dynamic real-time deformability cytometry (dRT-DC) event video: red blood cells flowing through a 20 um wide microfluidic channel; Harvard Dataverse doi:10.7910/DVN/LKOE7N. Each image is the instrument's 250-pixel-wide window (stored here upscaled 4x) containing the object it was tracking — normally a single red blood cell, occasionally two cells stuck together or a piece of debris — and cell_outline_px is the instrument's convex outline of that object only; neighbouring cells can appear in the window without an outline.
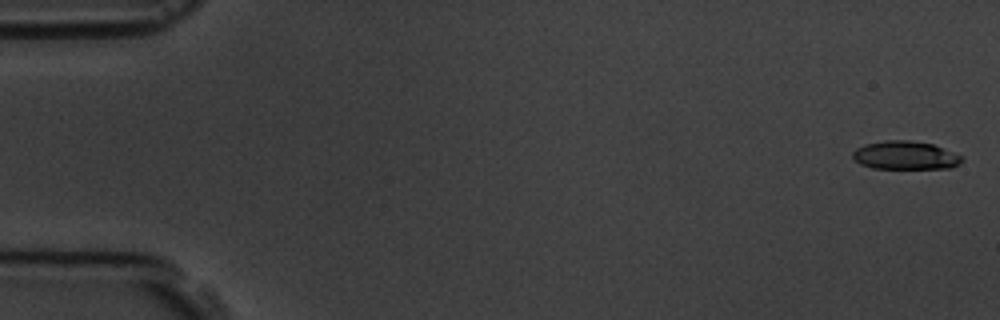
{"species": "common noctule bat (a hibernating species)", "species_latin": "Nyctalus noctula", "temperature_condition": "room temperature", "stored_images_in_passage": 7, "camera_frame_rate_fps": 3000, "um_per_image_px": 0.085, "animal": {"sex": "male", "body_mass_g": 19.5, "forearm_length_mm": 54.6}, "frame": {"image": 1, "passage_image": 1, "time_ms": 0.0, "image_size_px": [1000, 320], "cell_outline_px": [[964, 160], [960, 164], [952, 168], [872, 168], [860, 164], [852, 156], [852, 152], [856, 148], [864, 144], [884, 140], [908, 140], [932, 144], [964, 156]], "centroid_in_image_um": [76.97, 13.2], "position_along_channel_um": 8.0, "area_um2": 18.15}}
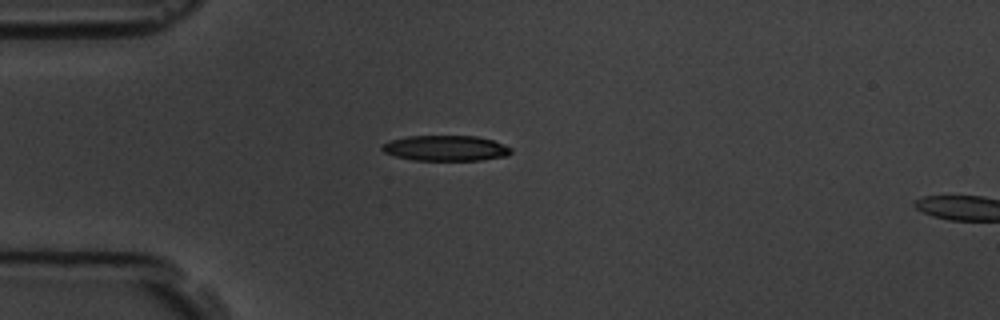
{"frame": {"image": 2, "passage_image": 5, "time_ms": 4.667, "image_size_px": [1000, 320], "cell_outline_px": [[512, 152], [508, 156], [480, 160], [416, 160], [396, 156], [384, 152], [380, 148], [384, 144], [392, 140], [408, 136], [476, 136], [492, 140], [504, 144], [512, 148]], "centroid_in_image_um": [37.93, 12.59], "position_along_channel_um": 47.1, "area_um2": 19.02}}
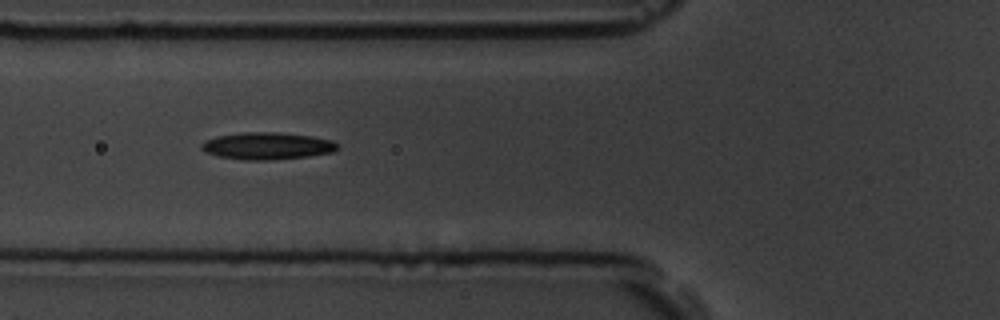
{"frame": {"image": 3, "passage_image": 7, "time_ms": 6.667, "image_size_px": [1000, 320], "cell_outline_px": [[340, 148], [332, 152], [308, 156], [268, 160], [244, 160], [220, 156], [204, 152], [200, 148], [200, 144], [204, 140], [216, 136], [244, 132], [276, 132], [312, 136], [332, 140], [340, 144]], "centroid_in_image_um": [22.71, 12.4], "position_along_channel_um": 103.1, "area_um2": 21.62}}